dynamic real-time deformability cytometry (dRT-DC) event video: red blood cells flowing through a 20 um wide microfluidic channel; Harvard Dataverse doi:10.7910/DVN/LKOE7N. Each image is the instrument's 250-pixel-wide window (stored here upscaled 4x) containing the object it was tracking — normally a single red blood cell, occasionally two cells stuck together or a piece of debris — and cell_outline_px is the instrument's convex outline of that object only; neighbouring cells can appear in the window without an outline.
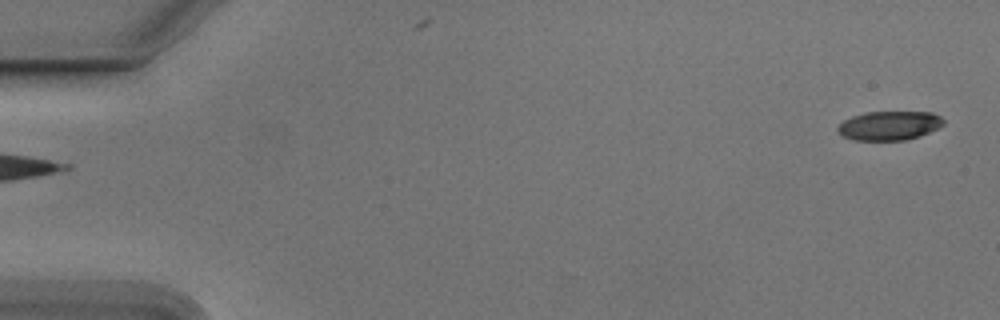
{"species": "Egyptian fruit bat (a non-hibernating species)", "species_latin": "Rousettus aegyptiacus", "temperature_condition": "cold", "stored_images_in_passage": 54, "camera_frame_rate_fps": 3000, "um_per_image_px": 0.085, "animal": {"sex": "male"}, "frame": {"image": 1, "passage_image": 1, "time_ms": 0.0, "image_size_px": [1000, 320], "cell_outline_px": [[944, 124], [920, 136], [904, 140], [856, 140], [844, 136], [836, 128], [844, 120], [852, 116], [864, 112], [932, 112], [940, 116], [944, 120]], "centroid_in_image_um": [75.6, 10.66], "position_along_channel_um": 9.4, "area_um2": 17.74}}
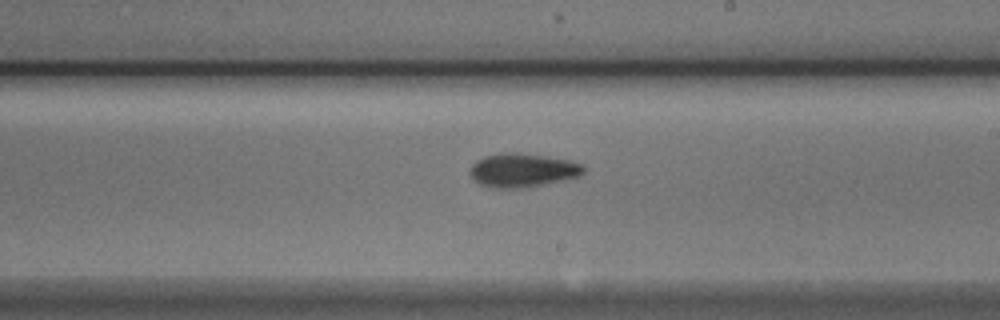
{"frame": {"image": 2, "passage_image": 31, "time_ms": 10.0, "image_size_px": [1000, 320], "cell_outline_px": [[584, 172], [580, 176], [528, 188], [492, 188], [480, 184], [472, 180], [468, 172], [472, 164], [476, 160], [484, 156], [500, 152], [520, 152], [568, 160], [580, 164], [584, 168]], "centroid_in_image_um": [44.35, 14.47], "position_along_channel_um": 244.7, "area_um2": 22.66}}
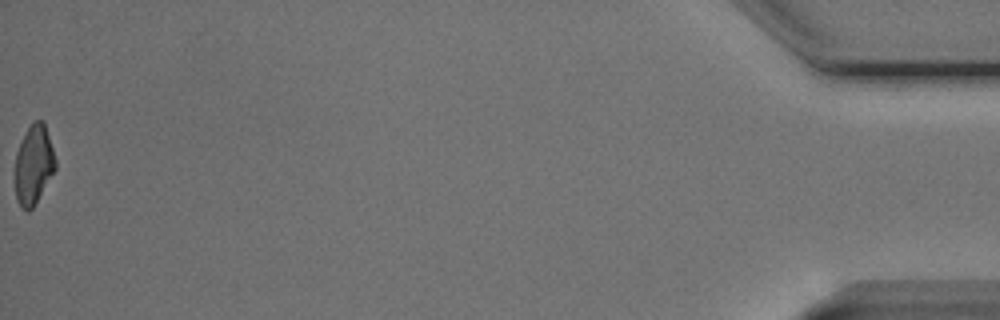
{"frame": {"image": 3, "passage_image": 54, "time_ms": 17.667, "image_size_px": [1000, 320], "cell_outline_px": [[56, 168], [32, 208], [28, 212], [16, 200], [16, 152], [32, 120], [44, 120], [56, 160]], "centroid_in_image_um": [2.88, 13.96], "position_along_channel_um": 432.3, "area_um2": 18.26}, "authors_computed_cell_mechanics": {"area_um2": 19.9988, "velocity_mm_per_s": 3.78, "shape_relaxation_time_tau1_ms": 4.425, "shape_relaxation_time_tau2_ms": 7.3002, "deformation_change_tau1": 0.1351, "deformation_change_tau2": 0.1615}}